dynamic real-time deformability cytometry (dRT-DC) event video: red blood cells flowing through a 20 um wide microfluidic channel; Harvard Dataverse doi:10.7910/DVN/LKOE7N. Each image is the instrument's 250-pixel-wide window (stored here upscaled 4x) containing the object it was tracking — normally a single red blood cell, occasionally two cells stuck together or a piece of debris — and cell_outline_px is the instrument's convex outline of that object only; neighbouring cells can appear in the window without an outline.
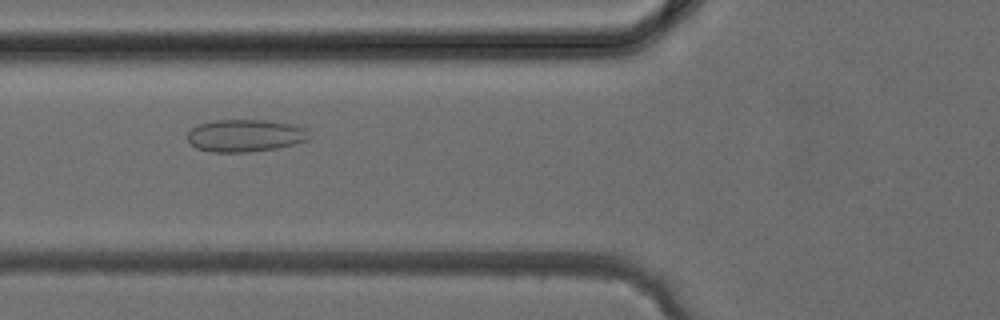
{"species": "common noctule bat (a hibernating species)", "species_latin": "Nyctalus noctula", "temperature_condition": "cold", "stored_images_in_passage": 35, "camera_frame_rate_fps": 3000, "um_per_image_px": 0.085, "animal": {"sex": "female", "body_mass_g": 24.6, "forearm_length_mm": 56.2}, "frame": {"image": 1, "passage_image": 14, "time_ms": 4.333, "image_size_px": [1000, 320], "cell_outline_px": [[308, 140], [276, 148], [248, 152], [212, 152], [196, 148], [188, 140], [188, 132], [192, 128], [200, 124], [216, 120], [264, 120], [292, 124], [304, 128]], "centroid_in_image_um": [20.79, 11.53], "position_along_channel_um": 105.0, "area_um2": 22.6}}
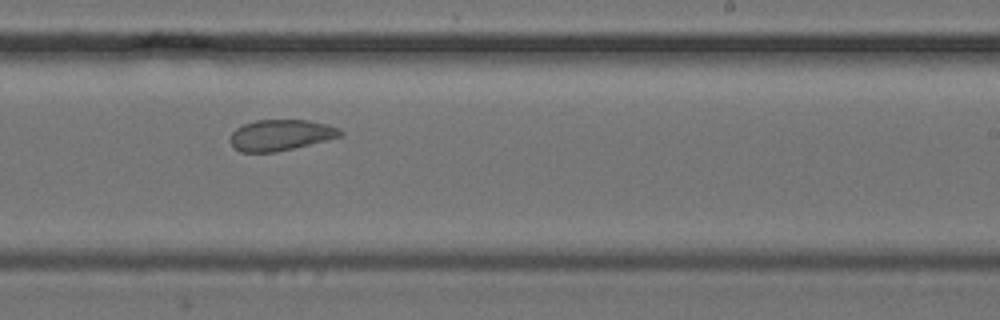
{"frame": {"image": 2, "passage_image": 23, "time_ms": 7.333, "image_size_px": [1000, 320], "cell_outline_px": [[344, 136], [276, 152], [240, 152], [228, 140], [232, 132], [236, 128], [244, 124], [256, 120], [308, 120], [340, 128], [344, 132]], "centroid_in_image_um": [23.87, 11.48], "position_along_channel_um": 265.1, "area_um2": 19.88}}
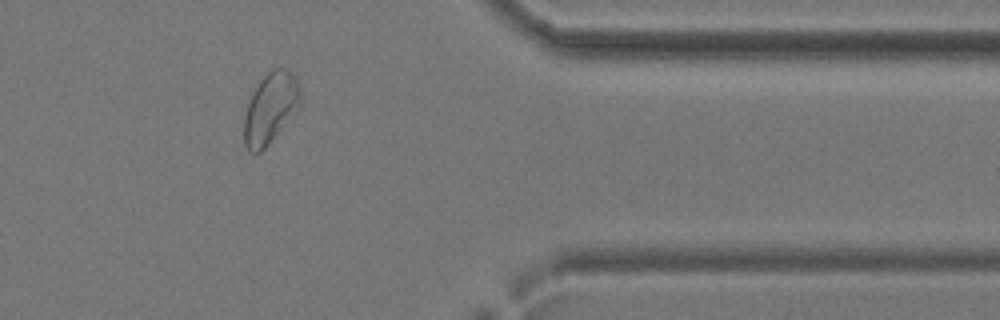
{"frame": {"image": 3, "passage_image": 31, "time_ms": 10.0, "image_size_px": [1000, 320], "cell_outline_px": [[300, 108], [268, 144], [260, 152], [248, 152], [244, 144], [244, 116], [248, 100], [252, 92], [260, 80], [272, 68], [288, 68], [296, 76], [300, 88]], "centroid_in_image_um": [22.99, 9.17], "position_along_channel_um": 388.4, "area_um2": 23.47}}